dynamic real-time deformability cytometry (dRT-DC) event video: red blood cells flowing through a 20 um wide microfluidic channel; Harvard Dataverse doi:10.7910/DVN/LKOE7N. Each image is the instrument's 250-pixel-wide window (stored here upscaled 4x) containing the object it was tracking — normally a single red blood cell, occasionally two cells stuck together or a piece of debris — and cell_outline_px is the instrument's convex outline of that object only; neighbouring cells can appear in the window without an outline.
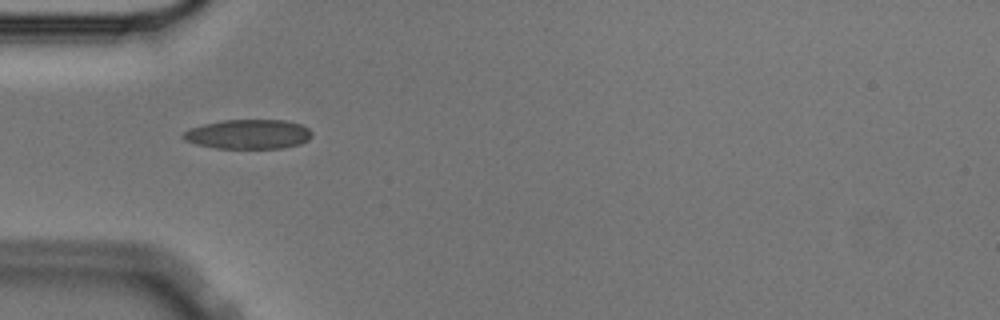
{"species": "Egyptian fruit bat (a non-hibernating species)", "species_latin": "Rousettus aegyptiacus", "temperature_condition": "cold", "stored_images_in_passage": 40, "camera_frame_rate_fps": 3000, "um_per_image_px": 0.085, "animal": {"sex": "male"}, "frame": {"image": 1, "passage_image": 1, "time_ms": 0.0, "image_size_px": [1000, 320], "cell_outline_px": [[312, 136], [308, 140], [300, 144], [284, 148], [216, 148], [196, 144], [184, 140], [180, 136], [184, 132], [192, 128], [204, 124], [224, 120], [284, 120], [300, 124], [308, 128], [312, 132]], "centroid_in_image_um": [21.12, 11.41], "position_along_channel_um": 63.9, "area_um2": 22.08}}
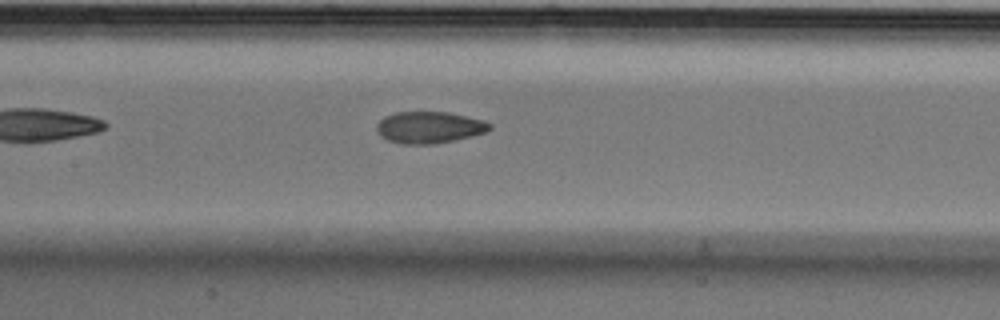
{"frame": {"image": 2, "passage_image": 10, "time_ms": 3.0, "image_size_px": [1000, 320], "cell_outline_px": [[492, 128], [488, 132], [436, 144], [400, 144], [388, 140], [380, 136], [376, 132], [376, 124], [384, 116], [396, 112], [448, 112], [484, 120], [492, 124]], "centroid_in_image_um": [36.48, 10.83], "position_along_channel_um": 170.9, "area_um2": 21.1}}
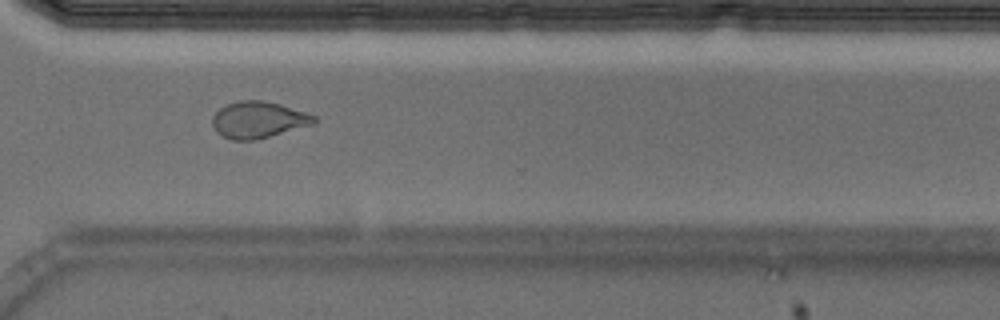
{"frame": {"image": 3, "passage_image": 25, "time_ms": 8.0, "image_size_px": [1000, 320], "cell_outline_px": [[316, 124], [256, 140], [232, 140], [216, 132], [212, 124], [212, 116], [220, 108], [228, 104], [240, 100], [260, 100], [280, 104], [316, 116]], "centroid_in_image_um": [21.96, 10.19], "position_along_channel_um": 348.6, "area_um2": 21.68}, "authors_computed_cell_mechanics": {"area_um2": 21.675, "velocity_mm_per_s": 3.5633, "shape_relaxation_time_tau1_ms": 8.9285, "shape_relaxation_time_tau2_ms": 1.5689, "deformation_change_tau1": 0.206, "deformation_change_tau2": 0.0705}}